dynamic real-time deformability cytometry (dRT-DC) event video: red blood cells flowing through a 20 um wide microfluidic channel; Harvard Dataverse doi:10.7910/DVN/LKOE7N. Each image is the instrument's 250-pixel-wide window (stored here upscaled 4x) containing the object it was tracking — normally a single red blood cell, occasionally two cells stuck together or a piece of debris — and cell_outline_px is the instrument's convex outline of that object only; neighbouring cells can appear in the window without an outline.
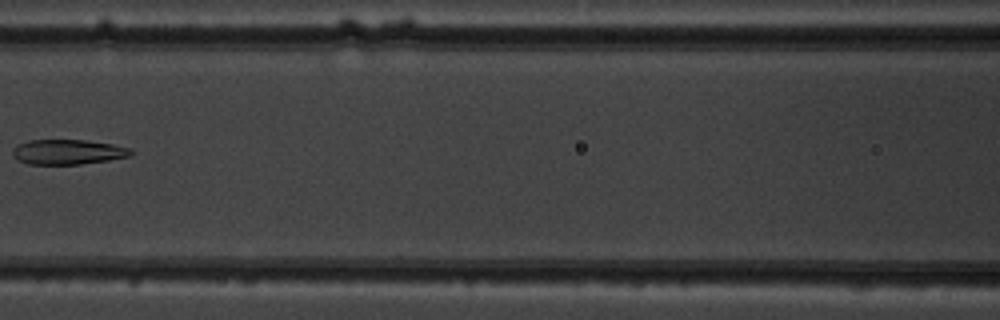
{"species": "common noctule bat (a hibernating species)", "species_latin": "Nyctalus noctula", "temperature_condition": "warm", "stored_images_in_passage": 4, "camera_frame_rate_fps": 3000, "um_per_image_px": 0.085, "animal": {"sex": "male", "body_mass_g": 19.5, "forearm_length_mm": 54.6}, "frame": {"image": 1, "passage_image": 3, "time_ms": 2.333, "image_size_px": [1000, 320], "cell_outline_px": [[136, 152], [132, 156], [108, 160], [80, 164], [28, 164], [16, 160], [12, 152], [16, 144], [28, 140], [84, 140], [112, 144], [128, 148]], "centroid_in_image_um": [5.76, 12.91], "position_along_channel_um": 160.8, "area_um2": 17.28}}
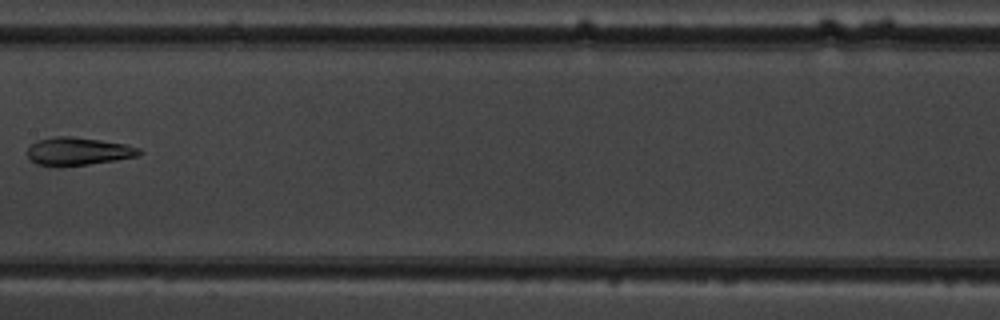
{"frame": {"image": 2, "passage_image": 4, "time_ms": 3.333, "image_size_px": [1000, 320], "cell_outline_px": [[144, 152], [140, 156], [116, 160], [88, 164], [56, 168], [36, 164], [28, 156], [28, 148], [36, 140], [52, 136], [72, 136], [100, 140], [124, 144], [140, 148]], "centroid_in_image_um": [6.63, 12.87], "position_along_channel_um": 200.8, "area_um2": 18.55}}